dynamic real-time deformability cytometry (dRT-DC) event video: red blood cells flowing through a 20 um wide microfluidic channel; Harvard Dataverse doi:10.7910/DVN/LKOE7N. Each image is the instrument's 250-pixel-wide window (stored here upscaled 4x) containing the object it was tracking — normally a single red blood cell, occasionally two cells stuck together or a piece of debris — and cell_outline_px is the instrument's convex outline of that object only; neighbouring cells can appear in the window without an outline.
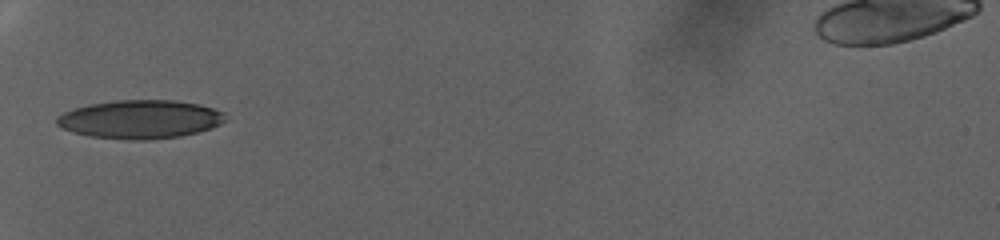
{"species": "human", "species_latin": "Homo sapiens", "temperature_condition": "warm", "stored_images_in_passage": 53, "camera_frame_rate_fps": 3000, "um_per_image_px": 0.085, "donor": {"sex": "female"}, "frame": {"image": 1, "passage_image": 1, "time_ms": 0.0, "image_size_px": [1000, 240], "cell_outline_px": [[228, 120], [212, 128], [180, 136], [148, 140], [128, 140], [92, 136], [72, 132], [56, 124], [56, 116], [64, 112], [88, 104], [116, 100], [176, 100], [200, 104], [224, 112]], "centroid_in_image_um": [11.94, 10.13], "position_along_channel_um": 73.1, "area_um2": 37.97}}
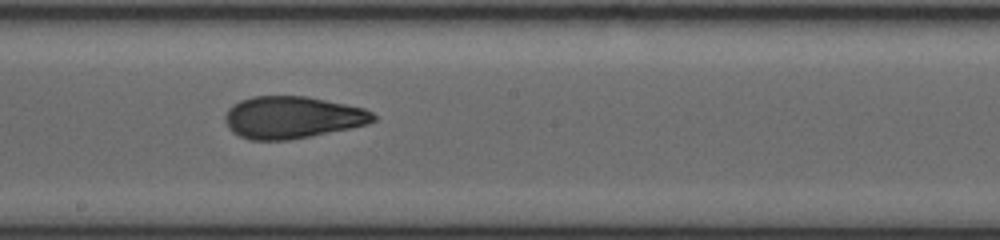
{"frame": {"image": 2, "passage_image": 20, "time_ms": 6.333, "image_size_px": [1000, 240], "cell_outline_px": [[376, 120], [368, 124], [352, 128], [288, 140], [248, 140], [232, 132], [228, 128], [224, 120], [224, 116], [228, 108], [232, 104], [240, 100], [252, 96], [304, 96], [364, 108], [372, 112], [376, 116]], "centroid_in_image_um": [24.81, 9.98], "position_along_channel_um": 223.4, "area_um2": 36.47}}
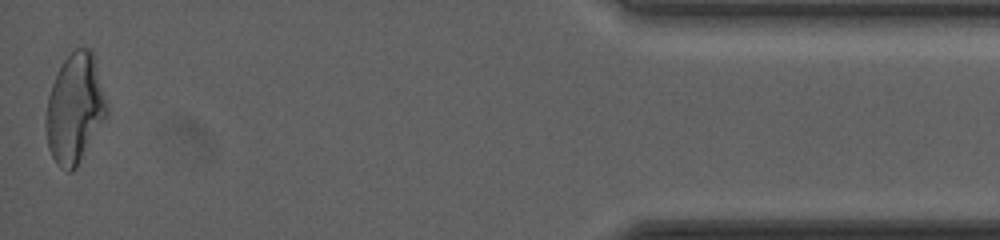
{"frame": {"image": 3, "passage_image": 52, "time_ms": 17.0, "image_size_px": [1000, 240], "cell_outline_px": [[108, 116], [76, 168], [72, 172], [68, 172], [60, 168], [56, 164], [48, 148], [44, 128], [44, 120], [48, 96], [52, 84], [64, 60], [76, 48], [92, 48], [108, 108]], "centroid_in_image_um": [6.35, 9.28], "position_along_channel_um": 428.9, "area_um2": 39.13}, "authors_computed_cell_mechanics": {"area_um2": 36.8764, "velocity_mm_per_s": 2.4902, "shape_relaxation_time_tau1_ms": null, "shape_relaxation_time_tau2_ms": 1.6734, "deformation_change_tau1": null, "deformation_change_tau2": 0.071}}